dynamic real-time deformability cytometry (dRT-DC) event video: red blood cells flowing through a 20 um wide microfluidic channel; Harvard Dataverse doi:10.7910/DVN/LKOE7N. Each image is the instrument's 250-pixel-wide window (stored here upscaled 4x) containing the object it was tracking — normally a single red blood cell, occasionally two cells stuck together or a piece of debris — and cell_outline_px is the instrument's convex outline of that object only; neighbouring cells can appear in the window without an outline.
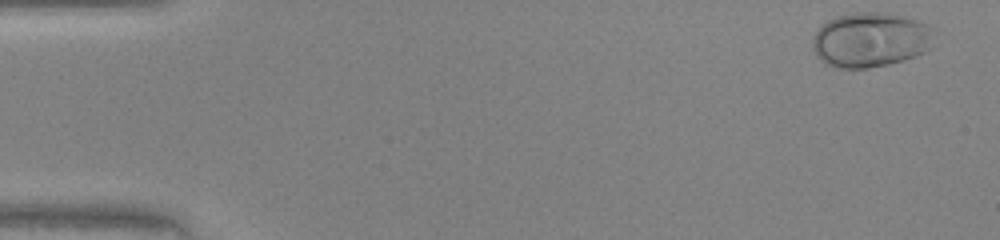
{"species": "human", "species_latin": "Homo sapiens", "temperature_condition": "warm", "stored_images_in_passage": 47, "camera_frame_rate_fps": 3000, "um_per_image_px": 0.085, "donor": {"sex": "female"}, "frame": {"image": 1, "passage_image": 2, "time_ms": 0.333, "image_size_px": [1000, 240], "cell_outline_px": [[928, 48], [924, 52], [916, 56], [904, 60], [888, 64], [868, 68], [840, 68], [824, 64], [816, 56], [812, 48], [812, 36], [828, 20], [836, 16], [856, 12], [888, 12], [904, 16], [916, 20], [924, 24], [928, 36]], "centroid_in_image_um": [73.87, 3.39], "position_along_channel_um": 11.1, "area_um2": 38.26}}
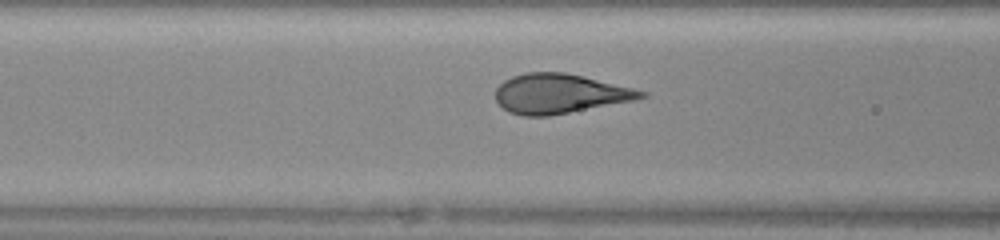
{"frame": {"image": 2, "passage_image": 19, "time_ms": 6.0, "image_size_px": [1000, 240], "cell_outline_px": [[648, 96], [632, 100], [548, 116], [524, 116], [508, 112], [496, 100], [496, 88], [504, 80], [512, 76], [524, 72], [564, 72], [632, 88], [648, 92]], "centroid_in_image_um": [47.52, 7.96], "position_along_channel_um": 119.1, "area_um2": 33.06}}
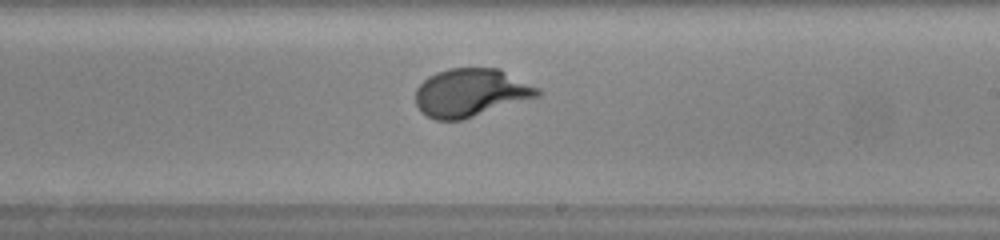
{"frame": {"image": 3, "passage_image": 28, "time_ms": 9.0, "image_size_px": [1000, 240], "cell_outline_px": [[544, 92], [540, 96], [464, 120], [436, 120], [428, 116], [416, 104], [416, 88], [428, 76], [436, 72], [448, 68], [500, 68], [540, 88]], "centroid_in_image_um": [40.07, 7.87], "position_along_channel_um": 248.9, "area_um2": 34.51}}